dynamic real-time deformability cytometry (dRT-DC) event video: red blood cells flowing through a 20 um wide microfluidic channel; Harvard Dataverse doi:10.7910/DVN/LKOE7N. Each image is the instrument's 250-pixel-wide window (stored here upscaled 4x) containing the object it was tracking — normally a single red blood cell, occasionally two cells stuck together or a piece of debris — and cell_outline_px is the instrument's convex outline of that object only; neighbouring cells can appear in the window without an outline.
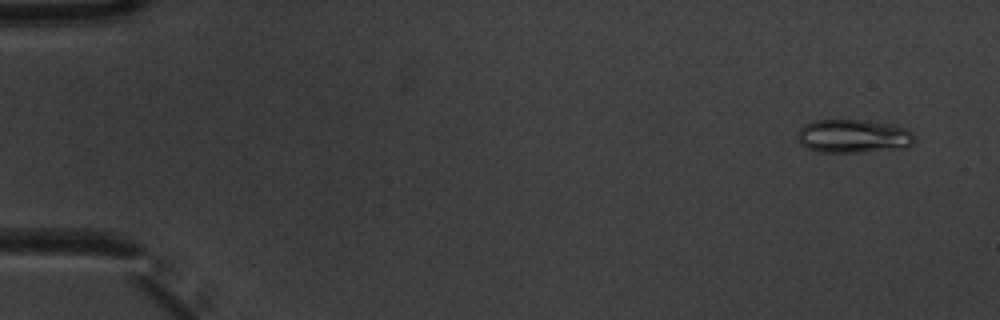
{"species": "common noctule bat (a hibernating species)", "species_latin": "Nyctalus noctula", "temperature_condition": "warm", "stored_images_in_passage": 6, "camera_frame_rate_fps": 3000, "um_per_image_px": 0.085, "animal": {"sex": "male", "body_mass_g": 20.1, "forearm_length_mm": 53.5}, "frame": {"image": 1, "passage_image": 2, "time_ms": 0.333, "image_size_px": [1000, 320], "cell_outline_px": [[916, 140], [908, 148], [864, 152], [820, 152], [808, 148], [800, 144], [796, 136], [800, 128], [804, 124], [812, 120], [864, 120], [892, 124], [904, 128], [912, 132]], "centroid_in_image_um": [72.54, 11.58], "position_along_channel_um": 12.5, "area_um2": 23.18}}
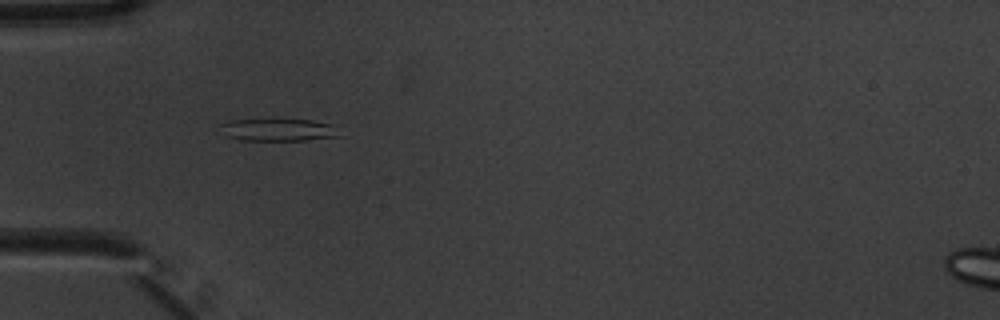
{"frame": {"image": 2, "passage_image": 5, "time_ms": 1.333, "image_size_px": [1000, 320], "cell_outline_px": [[344, 136], [308, 140], [240, 140], [228, 136], [220, 124], [228, 120], [276, 116], [312, 120], [332, 124]], "centroid_in_image_um": [23.71, 10.97], "position_along_channel_um": 61.3, "area_um2": 16.59}}
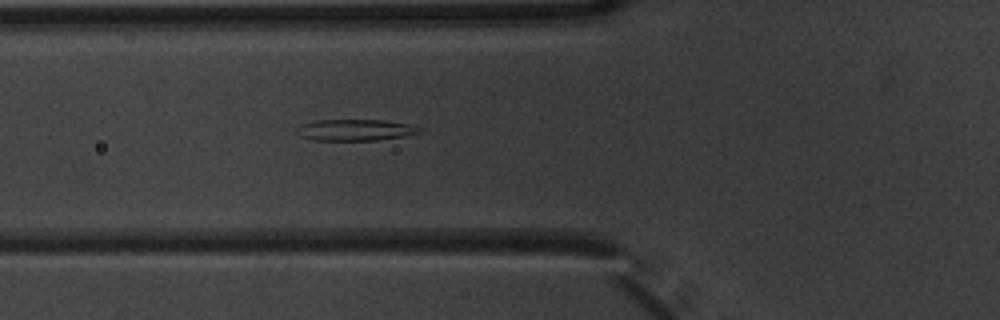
{"frame": {"image": 3, "passage_image": 6, "time_ms": 1.667, "image_size_px": [1000, 320], "cell_outline_px": [[424, 132], [404, 136], [376, 140], [312, 140], [300, 136], [292, 128], [300, 124], [312, 120], [384, 120], [412, 124], [424, 128]], "centroid_in_image_um": [30.19, 11.04], "position_along_channel_um": 95.6, "area_um2": 15.72}}